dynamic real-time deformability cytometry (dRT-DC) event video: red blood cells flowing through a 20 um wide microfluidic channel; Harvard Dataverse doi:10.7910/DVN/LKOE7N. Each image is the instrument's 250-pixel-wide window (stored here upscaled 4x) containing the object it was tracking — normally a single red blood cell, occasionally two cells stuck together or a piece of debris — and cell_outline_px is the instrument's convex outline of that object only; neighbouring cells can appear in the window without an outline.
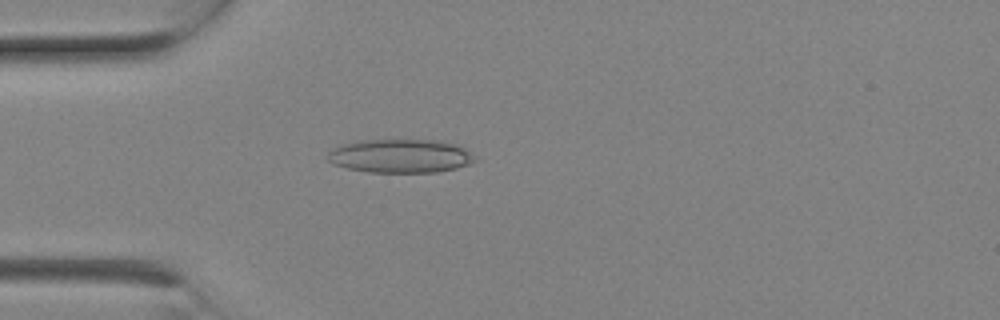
{"species": "Egyptian fruit bat (a non-hibernating species)", "species_latin": "Rousettus aegyptiacus", "temperature_condition": "room temperature", "stored_images_in_passage": 4, "camera_frame_rate_fps": 3000, "um_per_image_px": 0.085, "animal": {"sex": "female"}, "frame": {"image": 1, "passage_image": 1, "time_ms": 0.0, "image_size_px": [1000, 320], "cell_outline_px": [[476, 160], [468, 164], [456, 168], [436, 172], [368, 172], [348, 168], [332, 164], [328, 160], [328, 152], [332, 148], [344, 144], [360, 140], [440, 140], [456, 144], [464, 148], [476, 156]], "centroid_in_image_um": [34.04, 13.25], "position_along_channel_um": 51.0, "area_um2": 28.9}}
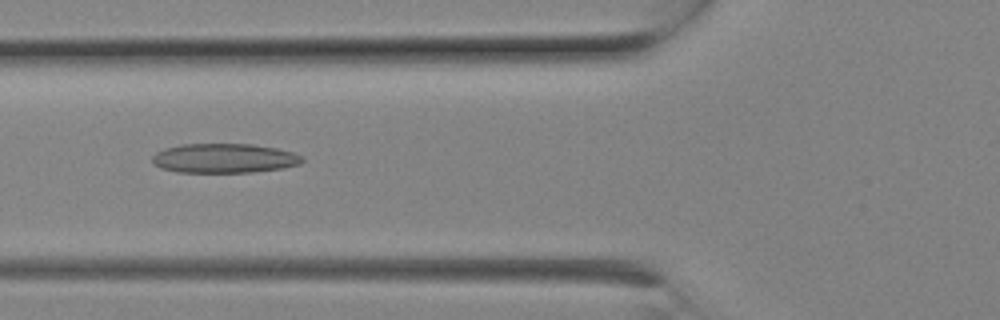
{"frame": {"image": 2, "passage_image": 3, "time_ms": 0.667, "image_size_px": [1000, 320], "cell_outline_px": [[304, 160], [300, 164], [284, 168], [252, 172], [176, 172], [160, 168], [152, 164], [152, 156], [156, 152], [164, 148], [180, 144], [252, 144], [276, 148], [292, 152], [300, 156]], "centroid_in_image_um": [19.01, 13.45], "position_along_channel_um": 106.8, "area_um2": 25.84}}
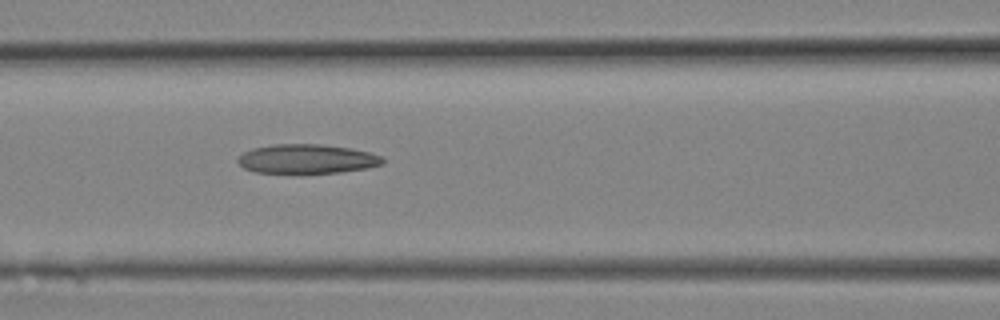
{"frame": {"image": 3, "passage_image": 4, "time_ms": 1.0, "image_size_px": [1000, 320], "cell_outline_px": [[384, 164], [368, 168], [340, 172], [292, 176], [256, 172], [244, 168], [236, 160], [244, 152], [252, 148], [272, 144], [320, 144], [352, 148], [384, 156]], "centroid_in_image_um": [26.08, 13.55], "position_along_channel_um": 140.5, "area_um2": 25.78}}